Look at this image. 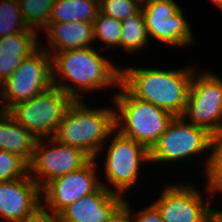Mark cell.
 Returning <instances> with one entry per match:
<instances>
[{"mask_svg": "<svg viewBox=\"0 0 222 222\" xmlns=\"http://www.w3.org/2000/svg\"><path fill=\"white\" fill-rule=\"evenodd\" d=\"M99 52L91 47L48 52L52 56L53 86L60 88L74 100H80V91L90 92L115 84L119 86L121 68L100 56ZM65 78L71 80L74 86L62 81Z\"/></svg>", "mask_w": 222, "mask_h": 222, "instance_id": "1", "label": "cell"}, {"mask_svg": "<svg viewBox=\"0 0 222 222\" xmlns=\"http://www.w3.org/2000/svg\"><path fill=\"white\" fill-rule=\"evenodd\" d=\"M193 67L177 70L121 68L120 83L136 98L150 102L174 117L183 116Z\"/></svg>", "mask_w": 222, "mask_h": 222, "instance_id": "2", "label": "cell"}, {"mask_svg": "<svg viewBox=\"0 0 222 222\" xmlns=\"http://www.w3.org/2000/svg\"><path fill=\"white\" fill-rule=\"evenodd\" d=\"M83 101L74 100L67 109L53 138L78 148L91 159H97L105 140L113 136L114 109L89 108Z\"/></svg>", "mask_w": 222, "mask_h": 222, "instance_id": "3", "label": "cell"}, {"mask_svg": "<svg viewBox=\"0 0 222 222\" xmlns=\"http://www.w3.org/2000/svg\"><path fill=\"white\" fill-rule=\"evenodd\" d=\"M119 87L121 91L113 96L115 130L150 150L174 116L134 97L121 83Z\"/></svg>", "mask_w": 222, "mask_h": 222, "instance_id": "4", "label": "cell"}, {"mask_svg": "<svg viewBox=\"0 0 222 222\" xmlns=\"http://www.w3.org/2000/svg\"><path fill=\"white\" fill-rule=\"evenodd\" d=\"M74 99L60 88L47 91L12 106L8 112L38 139L54 137L59 123Z\"/></svg>", "mask_w": 222, "mask_h": 222, "instance_id": "5", "label": "cell"}, {"mask_svg": "<svg viewBox=\"0 0 222 222\" xmlns=\"http://www.w3.org/2000/svg\"><path fill=\"white\" fill-rule=\"evenodd\" d=\"M0 86L1 111L47 91L53 86L52 56L39 46Z\"/></svg>", "mask_w": 222, "mask_h": 222, "instance_id": "6", "label": "cell"}, {"mask_svg": "<svg viewBox=\"0 0 222 222\" xmlns=\"http://www.w3.org/2000/svg\"><path fill=\"white\" fill-rule=\"evenodd\" d=\"M183 117L210 134L222 128V78L208 71L193 73Z\"/></svg>", "mask_w": 222, "mask_h": 222, "instance_id": "7", "label": "cell"}, {"mask_svg": "<svg viewBox=\"0 0 222 222\" xmlns=\"http://www.w3.org/2000/svg\"><path fill=\"white\" fill-rule=\"evenodd\" d=\"M210 135L204 128L186 123L183 116H176L149 150V161L176 162L210 150Z\"/></svg>", "mask_w": 222, "mask_h": 222, "instance_id": "8", "label": "cell"}, {"mask_svg": "<svg viewBox=\"0 0 222 222\" xmlns=\"http://www.w3.org/2000/svg\"><path fill=\"white\" fill-rule=\"evenodd\" d=\"M46 141L53 146L47 148ZM90 159L82 150L62 144L53 137L38 139L28 164V174L42 190L53 179L78 170Z\"/></svg>", "mask_w": 222, "mask_h": 222, "instance_id": "9", "label": "cell"}, {"mask_svg": "<svg viewBox=\"0 0 222 222\" xmlns=\"http://www.w3.org/2000/svg\"><path fill=\"white\" fill-rule=\"evenodd\" d=\"M114 132L115 129L106 154L105 178L115 186V193L124 194L138 181L142 163L150 162L149 150L137 141Z\"/></svg>", "mask_w": 222, "mask_h": 222, "instance_id": "10", "label": "cell"}, {"mask_svg": "<svg viewBox=\"0 0 222 222\" xmlns=\"http://www.w3.org/2000/svg\"><path fill=\"white\" fill-rule=\"evenodd\" d=\"M141 10L148 36L170 46L193 44L195 39L190 24L174 0H152L145 3Z\"/></svg>", "mask_w": 222, "mask_h": 222, "instance_id": "11", "label": "cell"}, {"mask_svg": "<svg viewBox=\"0 0 222 222\" xmlns=\"http://www.w3.org/2000/svg\"><path fill=\"white\" fill-rule=\"evenodd\" d=\"M95 159H90L78 170L67 173L50 181L42 190L47 207L58 215L64 208L80 200L83 196L96 191L102 183L96 178ZM47 202V203H46Z\"/></svg>", "mask_w": 222, "mask_h": 222, "instance_id": "12", "label": "cell"}, {"mask_svg": "<svg viewBox=\"0 0 222 222\" xmlns=\"http://www.w3.org/2000/svg\"><path fill=\"white\" fill-rule=\"evenodd\" d=\"M203 201L200 191L190 184H168L153 204L164 222H203L215 211L209 201Z\"/></svg>", "mask_w": 222, "mask_h": 222, "instance_id": "13", "label": "cell"}, {"mask_svg": "<svg viewBox=\"0 0 222 222\" xmlns=\"http://www.w3.org/2000/svg\"><path fill=\"white\" fill-rule=\"evenodd\" d=\"M41 194L40 187L29 174L0 182V216L6 222H24L42 207Z\"/></svg>", "mask_w": 222, "mask_h": 222, "instance_id": "14", "label": "cell"}, {"mask_svg": "<svg viewBox=\"0 0 222 222\" xmlns=\"http://www.w3.org/2000/svg\"><path fill=\"white\" fill-rule=\"evenodd\" d=\"M101 185L96 191L64 208L59 214L61 222H106L124 202L121 194Z\"/></svg>", "mask_w": 222, "mask_h": 222, "instance_id": "15", "label": "cell"}, {"mask_svg": "<svg viewBox=\"0 0 222 222\" xmlns=\"http://www.w3.org/2000/svg\"><path fill=\"white\" fill-rule=\"evenodd\" d=\"M45 32L48 34L47 43L53 51L62 52L89 48L94 41V23L73 21L68 23H47Z\"/></svg>", "mask_w": 222, "mask_h": 222, "instance_id": "16", "label": "cell"}, {"mask_svg": "<svg viewBox=\"0 0 222 222\" xmlns=\"http://www.w3.org/2000/svg\"><path fill=\"white\" fill-rule=\"evenodd\" d=\"M37 31H23L0 37V85L22 60L38 49Z\"/></svg>", "mask_w": 222, "mask_h": 222, "instance_id": "17", "label": "cell"}, {"mask_svg": "<svg viewBox=\"0 0 222 222\" xmlns=\"http://www.w3.org/2000/svg\"><path fill=\"white\" fill-rule=\"evenodd\" d=\"M37 141L38 138L18 123L8 111H0V150L16 154L29 164Z\"/></svg>", "mask_w": 222, "mask_h": 222, "instance_id": "18", "label": "cell"}, {"mask_svg": "<svg viewBox=\"0 0 222 222\" xmlns=\"http://www.w3.org/2000/svg\"><path fill=\"white\" fill-rule=\"evenodd\" d=\"M99 11V0H55L48 23H94Z\"/></svg>", "mask_w": 222, "mask_h": 222, "instance_id": "19", "label": "cell"}, {"mask_svg": "<svg viewBox=\"0 0 222 222\" xmlns=\"http://www.w3.org/2000/svg\"><path fill=\"white\" fill-rule=\"evenodd\" d=\"M149 36L142 10L137 14L129 15L122 21L120 47L125 51L136 52L148 45Z\"/></svg>", "mask_w": 222, "mask_h": 222, "instance_id": "20", "label": "cell"}, {"mask_svg": "<svg viewBox=\"0 0 222 222\" xmlns=\"http://www.w3.org/2000/svg\"><path fill=\"white\" fill-rule=\"evenodd\" d=\"M212 153L207 158L205 172L207 173V189L213 194L222 192V128L210 135Z\"/></svg>", "mask_w": 222, "mask_h": 222, "instance_id": "21", "label": "cell"}, {"mask_svg": "<svg viewBox=\"0 0 222 222\" xmlns=\"http://www.w3.org/2000/svg\"><path fill=\"white\" fill-rule=\"evenodd\" d=\"M55 0H18L23 20L29 29H45Z\"/></svg>", "mask_w": 222, "mask_h": 222, "instance_id": "22", "label": "cell"}, {"mask_svg": "<svg viewBox=\"0 0 222 222\" xmlns=\"http://www.w3.org/2000/svg\"><path fill=\"white\" fill-rule=\"evenodd\" d=\"M29 29L23 20L18 0H0V37Z\"/></svg>", "mask_w": 222, "mask_h": 222, "instance_id": "23", "label": "cell"}, {"mask_svg": "<svg viewBox=\"0 0 222 222\" xmlns=\"http://www.w3.org/2000/svg\"><path fill=\"white\" fill-rule=\"evenodd\" d=\"M122 30V21L114 17L105 15L99 11L94 21V40L99 39L106 42L103 49L111 47H120V35Z\"/></svg>", "mask_w": 222, "mask_h": 222, "instance_id": "24", "label": "cell"}, {"mask_svg": "<svg viewBox=\"0 0 222 222\" xmlns=\"http://www.w3.org/2000/svg\"><path fill=\"white\" fill-rule=\"evenodd\" d=\"M28 174V164L18 155L0 150V182L25 177Z\"/></svg>", "mask_w": 222, "mask_h": 222, "instance_id": "25", "label": "cell"}, {"mask_svg": "<svg viewBox=\"0 0 222 222\" xmlns=\"http://www.w3.org/2000/svg\"><path fill=\"white\" fill-rule=\"evenodd\" d=\"M141 7L135 0H99L101 13L121 21L129 15L137 14Z\"/></svg>", "mask_w": 222, "mask_h": 222, "instance_id": "26", "label": "cell"}, {"mask_svg": "<svg viewBox=\"0 0 222 222\" xmlns=\"http://www.w3.org/2000/svg\"><path fill=\"white\" fill-rule=\"evenodd\" d=\"M133 222H164L157 207L152 203L133 217Z\"/></svg>", "mask_w": 222, "mask_h": 222, "instance_id": "27", "label": "cell"}, {"mask_svg": "<svg viewBox=\"0 0 222 222\" xmlns=\"http://www.w3.org/2000/svg\"><path fill=\"white\" fill-rule=\"evenodd\" d=\"M130 205L124 202L113 212L106 222H133Z\"/></svg>", "mask_w": 222, "mask_h": 222, "instance_id": "28", "label": "cell"}, {"mask_svg": "<svg viewBox=\"0 0 222 222\" xmlns=\"http://www.w3.org/2000/svg\"><path fill=\"white\" fill-rule=\"evenodd\" d=\"M24 222H61L58 215L47 213L45 208H40L33 216L29 217Z\"/></svg>", "mask_w": 222, "mask_h": 222, "instance_id": "29", "label": "cell"}, {"mask_svg": "<svg viewBox=\"0 0 222 222\" xmlns=\"http://www.w3.org/2000/svg\"><path fill=\"white\" fill-rule=\"evenodd\" d=\"M203 222H222V212L217 209L215 210L206 220Z\"/></svg>", "mask_w": 222, "mask_h": 222, "instance_id": "30", "label": "cell"}, {"mask_svg": "<svg viewBox=\"0 0 222 222\" xmlns=\"http://www.w3.org/2000/svg\"><path fill=\"white\" fill-rule=\"evenodd\" d=\"M216 7H219L222 10V0H211Z\"/></svg>", "mask_w": 222, "mask_h": 222, "instance_id": "31", "label": "cell"}, {"mask_svg": "<svg viewBox=\"0 0 222 222\" xmlns=\"http://www.w3.org/2000/svg\"><path fill=\"white\" fill-rule=\"evenodd\" d=\"M137 1L141 6H143L145 3H148L149 1H152V0H135Z\"/></svg>", "mask_w": 222, "mask_h": 222, "instance_id": "32", "label": "cell"}]
</instances>
